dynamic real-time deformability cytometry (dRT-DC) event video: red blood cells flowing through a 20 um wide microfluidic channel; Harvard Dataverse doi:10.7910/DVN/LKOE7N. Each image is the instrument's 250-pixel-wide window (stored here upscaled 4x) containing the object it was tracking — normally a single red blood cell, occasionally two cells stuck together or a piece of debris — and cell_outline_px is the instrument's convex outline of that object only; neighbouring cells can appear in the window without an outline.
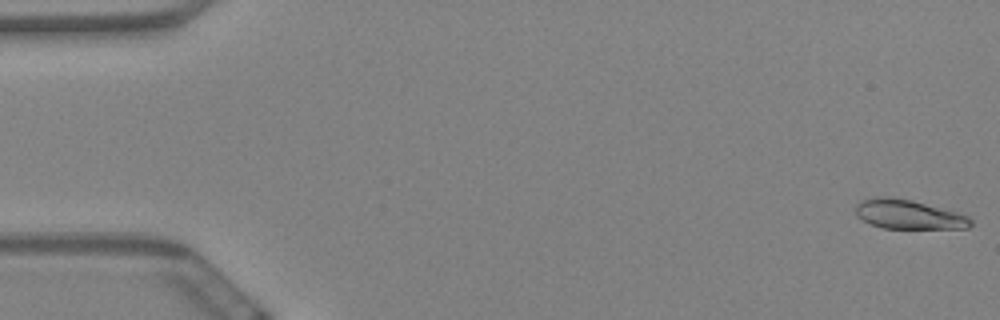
{"species": "Egyptian fruit bat (a non-hibernating species)", "species_latin": "Rousettus aegyptiacus", "temperature_condition": "warm", "stored_images_in_passage": 60, "camera_frame_rate_fps": 3000, "um_per_image_px": 0.085, "animal": {"sex": "female"}, "frame": {"image": 1, "passage_image": 1, "time_ms": 0.0, "image_size_px": [1000, 320], "cell_outline_px": [[972, 224], [968, 228], [884, 228], [872, 224], [856, 216], [856, 204], [860, 200], [876, 196], [888, 196], [912, 200], [956, 212], [968, 216], [972, 220]], "centroid_in_image_um": [77.2, 18.21], "position_along_channel_um": 7.8, "area_um2": 19.54}}
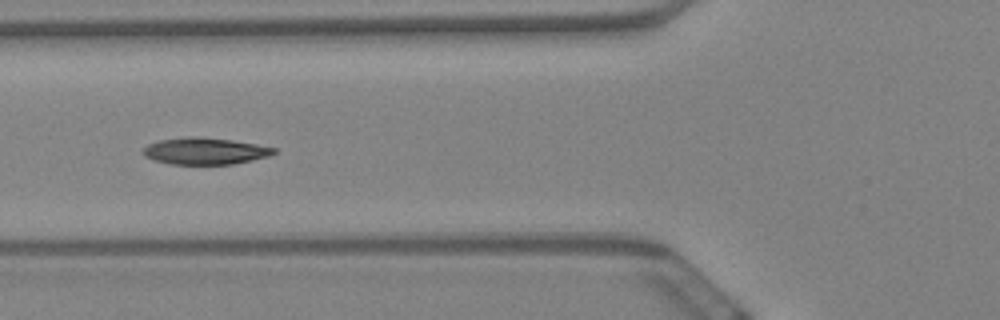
{"frame": {"image": 2, "passage_image": 23, "time_ms": 7.333, "image_size_px": [1000, 320], "cell_outline_px": [[276, 152], [268, 156], [252, 160], [232, 164], [172, 164], [156, 160], [144, 156], [140, 152], [148, 144], [160, 140], [192, 136], [196, 136], [232, 140], [256, 144], [276, 148]], "centroid_in_image_um": [17.41, 12.83], "position_along_channel_um": 108.4, "area_um2": 20.23}}
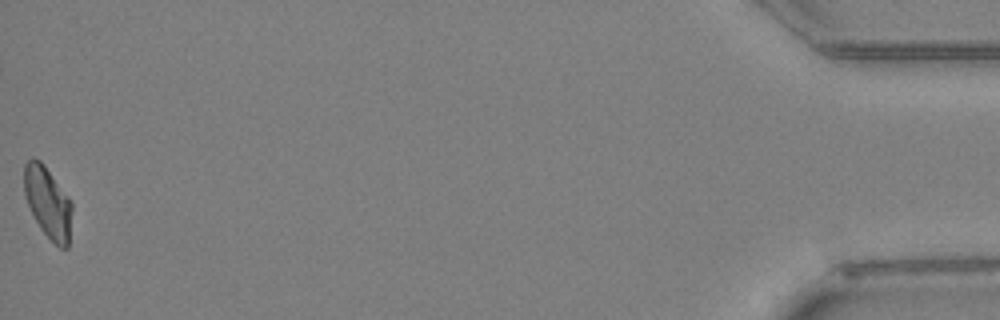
{"frame": {"image": 3, "passage_image": 60, "time_ms": 19.667, "image_size_px": [1000, 320], "cell_outline_px": [[72, 208], [68, 248], [60, 248], [40, 228], [28, 204], [24, 192], [24, 164], [32, 156], [40, 160], [44, 164], [68, 196], [72, 204]], "centroid_in_image_um": [4.06, 17.17], "position_along_channel_um": 431.1, "area_um2": 19.71}, "authors_computed_cell_mechanics": {"area_um2": 20.23, "velocity_mm_per_s": 3.4231, "shape_relaxation_time_tau1_ms": 8.6031, "shape_relaxation_time_tau2_ms": 3.1512, "deformation_change_tau1": 0.1992, "deformation_change_tau2": 0.0657}}